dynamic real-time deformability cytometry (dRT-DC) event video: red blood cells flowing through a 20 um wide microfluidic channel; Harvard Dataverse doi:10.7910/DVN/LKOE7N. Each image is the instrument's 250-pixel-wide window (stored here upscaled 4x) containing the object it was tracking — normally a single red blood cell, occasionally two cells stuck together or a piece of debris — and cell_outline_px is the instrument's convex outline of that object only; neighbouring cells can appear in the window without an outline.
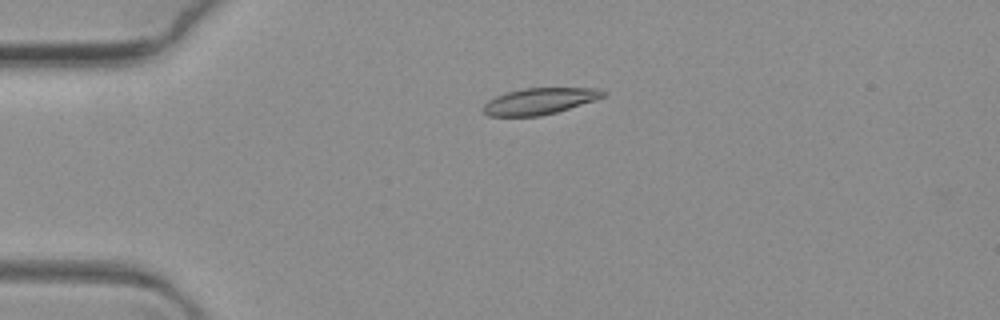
{"species": "common noctule bat (a hibernating species)", "species_latin": "Nyctalus noctula", "temperature_condition": "warm", "stored_images_in_passage": 6, "camera_frame_rate_fps": 3000, "um_per_image_px": 0.085, "animal": {"sex": "female", "body_mass_g": 19.3, "forearm_length_mm": 54.1}, "frame": {"image": 1, "passage_image": 3, "time_ms": 0.667, "image_size_px": [1000, 320], "cell_outline_px": [[608, 92], [604, 96], [596, 100], [556, 112], [540, 116], [488, 116], [480, 108], [488, 100], [496, 96], [508, 92], [524, 88], [600, 88]], "centroid_in_image_um": [45.87, 8.6], "position_along_channel_um": 39.1, "area_um2": 18.5}}
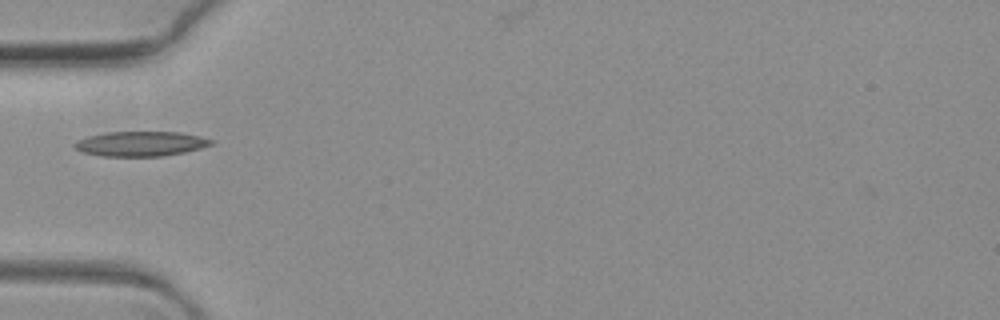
{"frame": {"image": 2, "passage_image": 5, "time_ms": 1.333, "image_size_px": [1000, 320], "cell_outline_px": [[216, 140], [212, 144], [200, 148], [184, 152], [160, 156], [100, 156], [80, 152], [72, 144], [76, 140], [88, 136], [108, 132], [180, 132], [200, 136]], "centroid_in_image_um": [11.93, 12.22], "position_along_channel_um": 73.1, "area_um2": 19.83}}
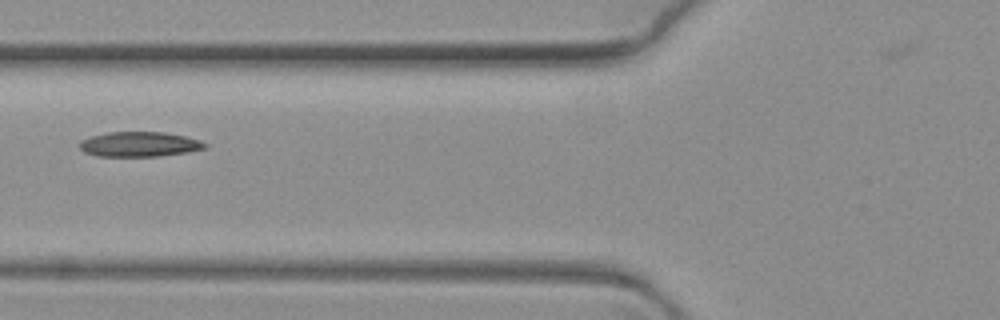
{"frame": {"image": 3, "passage_image": 6, "time_ms": 1.667, "image_size_px": [1000, 320], "cell_outline_px": [[208, 148], [188, 152], [160, 156], [96, 156], [84, 152], [80, 148], [80, 140], [92, 136], [108, 132], [164, 132], [184, 136], [200, 140], [208, 144]], "centroid_in_image_um": [11.88, 12.26], "position_along_channel_um": 113.9, "area_um2": 18.26}}